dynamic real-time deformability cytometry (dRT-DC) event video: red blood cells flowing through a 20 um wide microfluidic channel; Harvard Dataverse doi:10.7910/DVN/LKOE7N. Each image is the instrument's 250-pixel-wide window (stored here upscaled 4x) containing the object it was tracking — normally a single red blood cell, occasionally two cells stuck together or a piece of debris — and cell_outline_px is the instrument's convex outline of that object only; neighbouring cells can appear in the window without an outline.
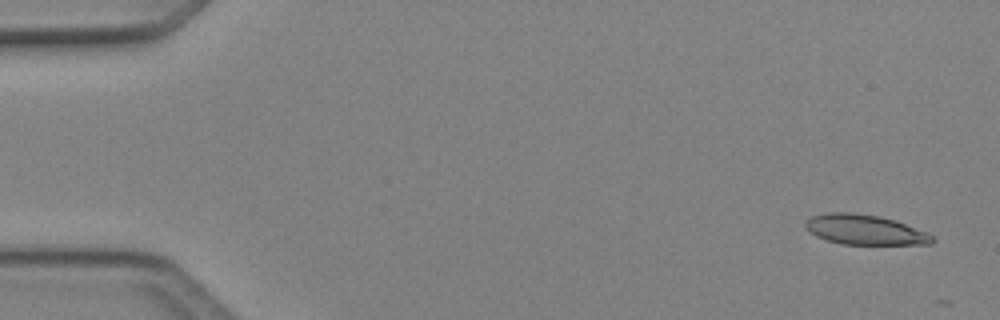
{"species": "Egyptian fruit bat (a non-hibernating species)", "species_latin": "Rousettus aegyptiacus", "temperature_condition": "cold", "stored_images_in_passage": 4, "camera_frame_rate_fps": 3000, "um_per_image_px": 0.085, "animal": {"sex": "female"}, "frame": {"image": 1, "passage_image": 1, "time_ms": 0.0, "image_size_px": [1000, 320], "cell_outline_px": [[936, 240], [932, 244], [840, 244], [816, 236], [804, 224], [804, 220], [812, 216], [828, 212], [852, 212], [880, 216], [896, 220], [928, 232]], "centroid_in_image_um": [73.54, 19.52], "position_along_channel_um": 11.5, "area_um2": 22.25}}
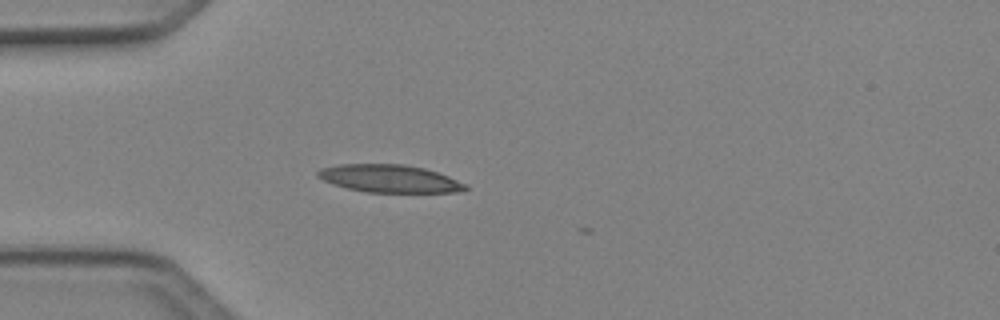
{"frame": {"image": 2, "passage_image": 4, "time_ms": 1.0, "image_size_px": [1000, 320], "cell_outline_px": [[468, 188], [456, 192], [368, 192], [348, 188], [332, 184], [316, 176], [316, 172], [320, 168], [336, 164], [404, 164], [424, 168], [448, 176], [468, 184]], "centroid_in_image_um": [33.08, 15.17], "position_along_channel_um": 51.9, "area_um2": 23.81}}